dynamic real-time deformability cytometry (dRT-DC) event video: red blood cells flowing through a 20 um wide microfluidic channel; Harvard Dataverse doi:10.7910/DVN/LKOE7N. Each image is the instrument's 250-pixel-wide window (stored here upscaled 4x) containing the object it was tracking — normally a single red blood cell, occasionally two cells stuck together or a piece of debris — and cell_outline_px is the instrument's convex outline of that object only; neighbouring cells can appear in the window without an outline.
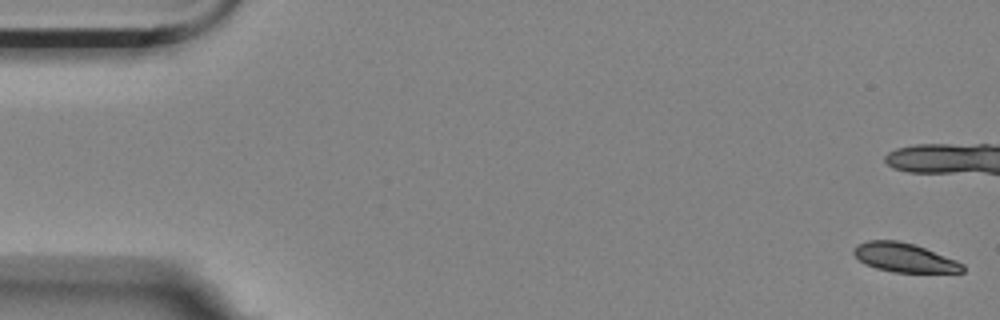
{"species": "Egyptian fruit bat (a non-hibernating species)", "species_latin": "Rousettus aegyptiacus", "temperature_condition": "room temperature", "stored_images_in_passage": 16, "camera_frame_rate_fps": 3000, "um_per_image_px": 0.085, "animal": {"sex": "female"}, "frame": {"image": 1, "passage_image": 1, "time_ms": 0.0, "image_size_px": [1000, 320], "cell_outline_px": [[964, 272], [892, 272], [876, 268], [864, 264], [852, 252], [856, 244], [868, 240], [896, 240], [916, 244], [956, 260], [964, 264]], "centroid_in_image_um": [76.86, 21.88], "position_along_channel_um": 8.1, "area_um2": 18.5}}